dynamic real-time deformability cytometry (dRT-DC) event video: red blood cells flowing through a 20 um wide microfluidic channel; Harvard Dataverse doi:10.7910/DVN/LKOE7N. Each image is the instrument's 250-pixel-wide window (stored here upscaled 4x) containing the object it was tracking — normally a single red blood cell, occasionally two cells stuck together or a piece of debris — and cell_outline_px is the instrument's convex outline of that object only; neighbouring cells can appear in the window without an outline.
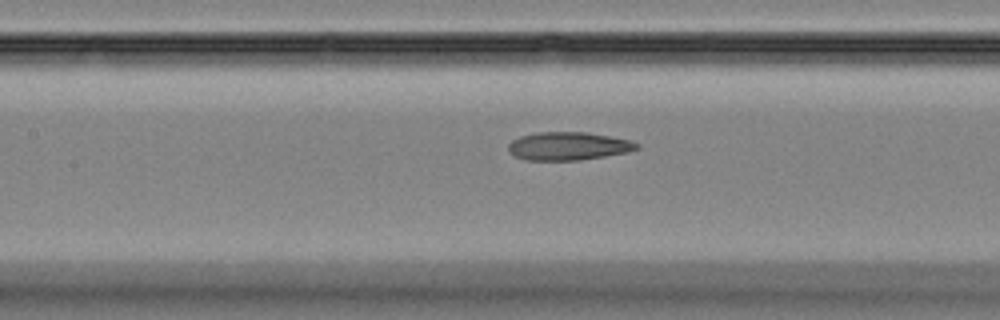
{"species": "Egyptian fruit bat (a non-hibernating species)", "species_latin": "Rousettus aegyptiacus", "temperature_condition": "room temperature", "stored_images_in_passage": 40, "camera_frame_rate_fps": 3000, "um_per_image_px": 0.085, "animal": {"sex": "female"}, "frame": {"image": 1, "passage_image": 14, "time_ms": 4.333, "image_size_px": [1000, 320], "cell_outline_px": [[640, 148], [628, 152], [580, 160], [524, 160], [508, 152], [508, 144], [512, 140], [520, 136], [536, 132], [588, 132], [632, 140], [640, 144]], "centroid_in_image_um": [48.32, 12.41], "position_along_channel_um": 159.1, "area_um2": 21.27}}
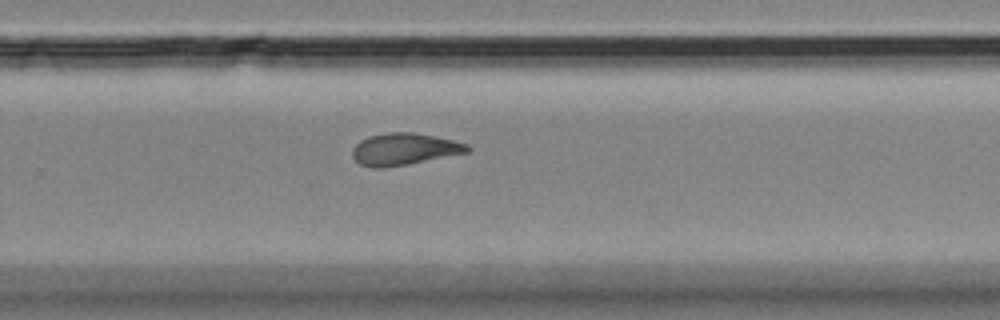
{"frame": {"image": 2, "passage_image": 24, "time_ms": 7.667, "image_size_px": [1000, 320], "cell_outline_px": [[472, 152], [408, 164], [380, 168], [372, 168], [360, 164], [352, 156], [352, 148], [360, 140], [368, 136], [384, 132], [416, 132], [452, 140], [468, 144], [472, 148]], "centroid_in_image_um": [34.38, 12.67], "position_along_channel_um": 295.4, "area_um2": 21.68}}
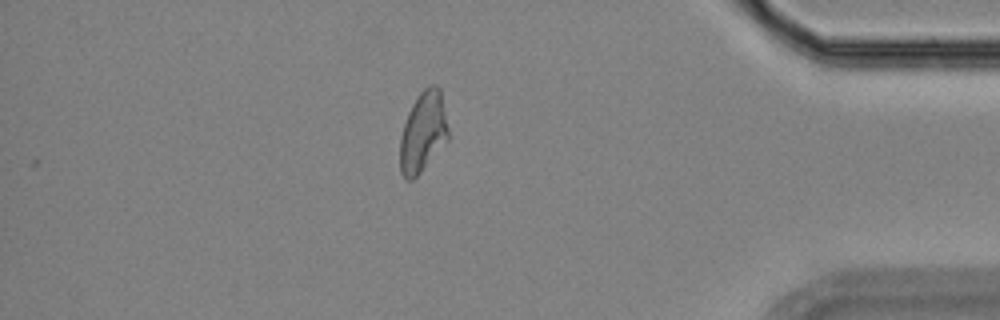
{"frame": {"image": 3, "passage_image": 34, "time_ms": 11.0, "image_size_px": [1000, 320], "cell_outline_px": [[448, 140], [420, 172], [412, 180], [408, 180], [400, 172], [400, 136], [408, 112], [412, 104], [420, 92], [424, 88], [432, 84], [436, 84], [440, 88], [448, 128]], "centroid_in_image_um": [35.95, 11.2], "position_along_channel_um": 399.2, "area_um2": 22.43}}